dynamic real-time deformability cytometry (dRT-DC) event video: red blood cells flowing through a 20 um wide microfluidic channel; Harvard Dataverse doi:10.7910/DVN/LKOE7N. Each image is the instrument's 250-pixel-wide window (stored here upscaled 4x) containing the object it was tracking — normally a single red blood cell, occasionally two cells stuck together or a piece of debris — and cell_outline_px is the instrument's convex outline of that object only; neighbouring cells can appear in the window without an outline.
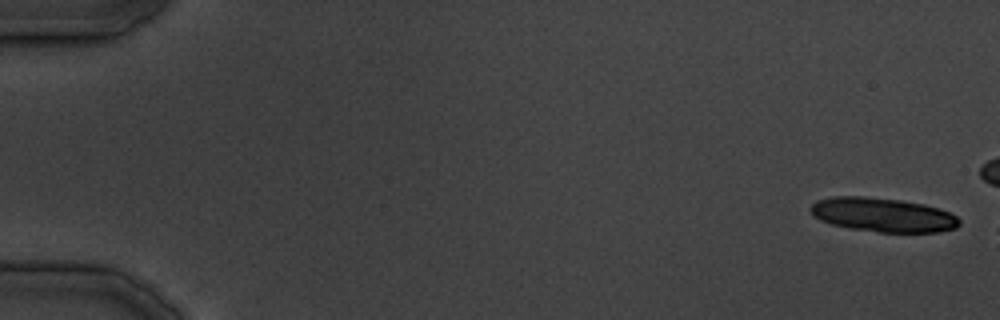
{"species": "common noctule bat (a hibernating species)", "species_latin": "Nyctalus noctula", "temperature_condition": "cold", "stored_images_in_passage": 16, "camera_frame_rate_fps": 3000, "um_per_image_px": 0.085, "animal": {"sex": "male", "body_mass_g": 19.5, "forearm_length_mm": 54.6}, "frame": {"image": 1, "passage_image": 1, "time_ms": 0.0, "image_size_px": [1000, 320], "cell_outline_px": [[960, 224], [956, 228], [940, 232], [876, 232], [848, 228], [832, 224], [820, 220], [812, 216], [808, 208], [816, 200], [836, 196], [864, 196], [900, 200], [924, 204], [940, 208], [956, 216], [960, 220]], "centroid_in_image_um": [75.02, 18.26], "position_along_channel_um": 10.0, "area_um2": 29.82}}